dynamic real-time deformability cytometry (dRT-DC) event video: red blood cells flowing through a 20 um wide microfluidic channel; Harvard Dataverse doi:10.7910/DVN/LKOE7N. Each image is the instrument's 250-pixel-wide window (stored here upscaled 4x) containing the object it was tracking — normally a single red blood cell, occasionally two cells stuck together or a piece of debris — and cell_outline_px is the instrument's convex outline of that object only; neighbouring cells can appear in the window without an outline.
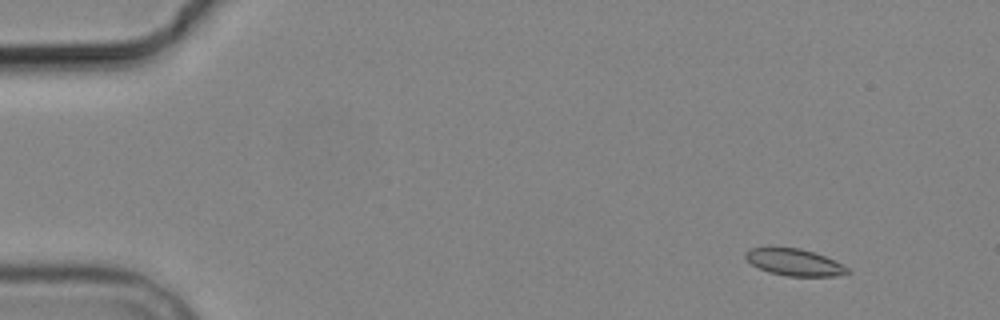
{"species": "common noctule bat (a hibernating species)", "species_latin": "Nyctalus noctula", "temperature_condition": "cold", "stored_images_in_passage": 4, "camera_frame_rate_fps": 3000, "um_per_image_px": 0.085, "animal": {"sex": "male", "body_mass_g": 19.2, "forearm_length_mm": 51.8}, "frame": {"image": 1, "passage_image": 1, "time_ms": 0.0, "image_size_px": [1000, 320], "cell_outline_px": [[852, 272], [836, 276], [788, 276], [768, 272], [752, 264], [744, 256], [744, 252], [752, 248], [800, 248], [824, 256], [844, 264]], "centroid_in_image_um": [67.56, 22.3], "position_along_channel_um": 17.4, "area_um2": 15.78}}
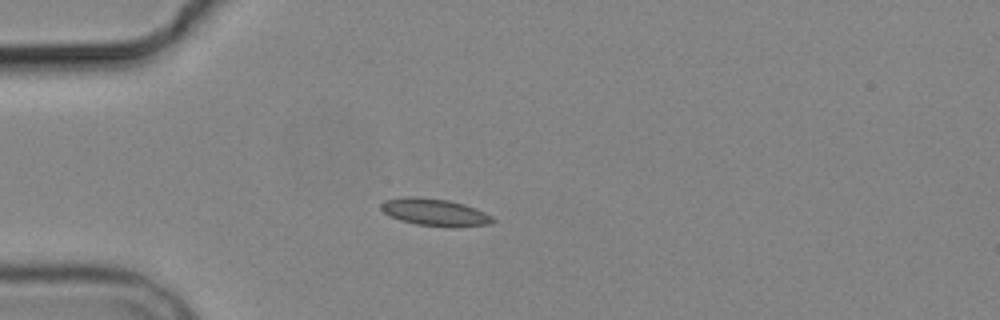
{"frame": {"image": 2, "passage_image": 4, "time_ms": 3.333, "image_size_px": [1000, 320], "cell_outline_px": [[496, 220], [492, 224], [456, 228], [452, 228], [416, 224], [400, 220], [384, 212], [380, 208], [380, 204], [384, 200], [404, 196], [416, 196], [448, 200], [464, 204], [484, 212], [492, 216]], "centroid_in_image_um": [36.98, 18.05], "position_along_channel_um": 48.0, "area_um2": 17.98}}